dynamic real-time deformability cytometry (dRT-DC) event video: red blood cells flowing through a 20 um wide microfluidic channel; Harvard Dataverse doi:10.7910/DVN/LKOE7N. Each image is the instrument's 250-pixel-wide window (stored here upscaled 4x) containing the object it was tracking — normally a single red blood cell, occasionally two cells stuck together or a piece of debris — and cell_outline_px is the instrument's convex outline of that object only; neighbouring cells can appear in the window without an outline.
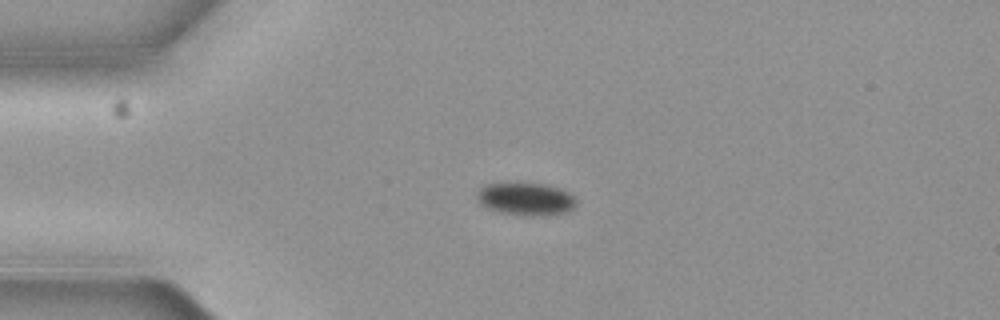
{"species": "common noctule bat (a hibernating species)", "species_latin": "Nyctalus noctula", "temperature_condition": "cold", "stored_images_in_passage": 2, "camera_frame_rate_fps": 3000, "um_per_image_px": 0.085, "animal": {"sex": "female", "body_mass_g": 19.3, "forearm_length_mm": 54.1}, "frame": {"image": 1, "passage_image": 1, "time_ms": 0.0, "image_size_px": [1000, 320], "cell_outline_px": [[576, 204], [572, 208], [564, 212], [524, 216], [504, 212], [488, 208], [480, 204], [476, 200], [476, 192], [484, 184], [504, 180], [516, 180], [544, 184], [560, 188], [568, 192], [576, 200]], "centroid_in_image_um": [44.59, 16.83], "position_along_channel_um": 40.4, "area_um2": 19.48}}